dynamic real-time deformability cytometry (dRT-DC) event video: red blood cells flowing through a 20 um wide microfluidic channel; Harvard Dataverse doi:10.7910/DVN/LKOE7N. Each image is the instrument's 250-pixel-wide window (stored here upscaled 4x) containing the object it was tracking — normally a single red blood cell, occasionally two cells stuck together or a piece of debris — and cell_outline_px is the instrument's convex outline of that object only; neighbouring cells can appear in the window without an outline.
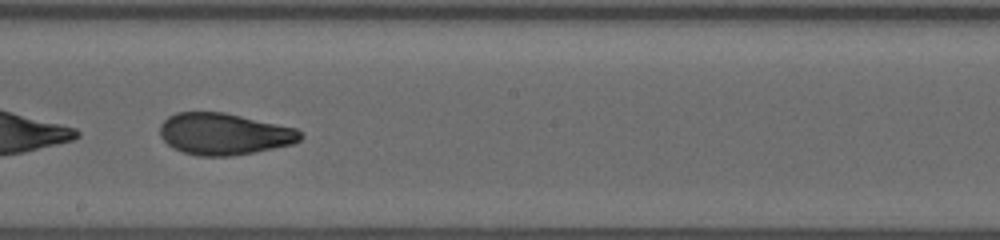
{"species": "human", "species_latin": "Homo sapiens", "temperature_condition": "warm", "stored_images_in_passage": 55, "segment_of_instrument_passage": [2, 2], "camera_frame_rate_fps": 3000, "um_per_image_px": 0.085, "donor": {"sex": "female"}, "frame": {"image": 1, "passage_image": 33, "time_ms": 10.667, "image_size_px": [1000, 240], "cell_outline_px": [[304, 136], [300, 140], [292, 144], [232, 156], [196, 156], [172, 148], [160, 136], [160, 124], [168, 116], [176, 112], [224, 112], [296, 128]], "centroid_in_image_um": [19.02, 11.38], "position_along_channel_um": 229.2, "area_um2": 34.04}}
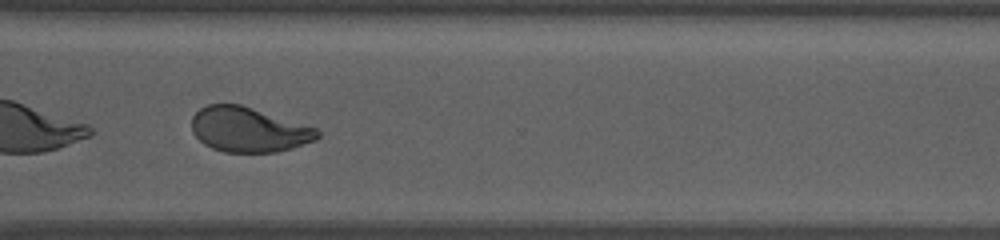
{"frame": {"image": 2, "passage_image": 43, "time_ms": 14.0, "image_size_px": [1000, 240], "cell_outline_px": [[320, 136], [316, 140], [292, 148], [276, 152], [224, 152], [212, 148], [204, 144], [192, 132], [192, 116], [200, 108], [208, 104], [240, 104], [316, 128], [320, 132]], "centroid_in_image_um": [21.12, 11.02], "position_along_channel_um": 349.5, "area_um2": 32.71}}